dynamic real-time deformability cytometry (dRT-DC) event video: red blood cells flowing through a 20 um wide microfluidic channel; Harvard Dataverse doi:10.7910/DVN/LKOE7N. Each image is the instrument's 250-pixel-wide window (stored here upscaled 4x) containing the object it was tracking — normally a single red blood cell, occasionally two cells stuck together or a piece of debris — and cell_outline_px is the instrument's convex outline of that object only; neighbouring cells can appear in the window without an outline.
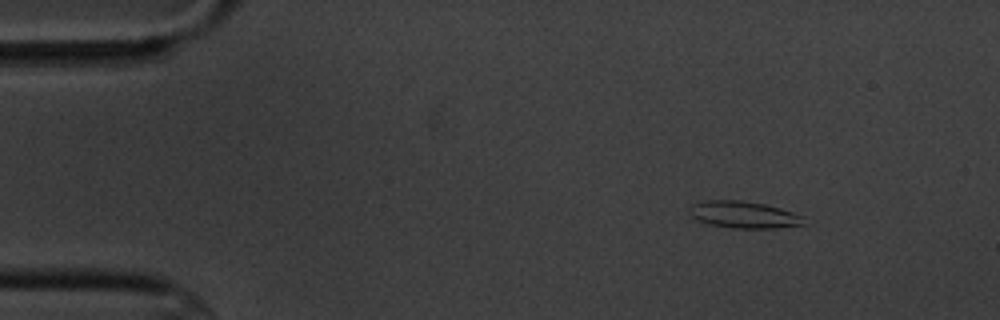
{"species": "common noctule bat (a hibernating species)", "species_latin": "Nyctalus noctula", "temperature_condition": "cold", "stored_images_in_passage": 7, "camera_frame_rate_fps": 3000, "um_per_image_px": 0.085, "animal": {"sex": "male", "body_mass_g": 20.1, "forearm_length_mm": 53.5}, "frame": {"image": 1, "passage_image": 1, "time_ms": 0.0, "image_size_px": [1000, 320], "cell_outline_px": [[808, 224], [776, 228], [732, 228], [708, 224], [692, 216], [688, 208], [692, 204], [708, 200], [740, 200], [764, 204], [780, 208], [804, 216]], "centroid_in_image_um": [63.27, 18.25], "position_along_channel_um": 21.7, "area_um2": 17.98}}
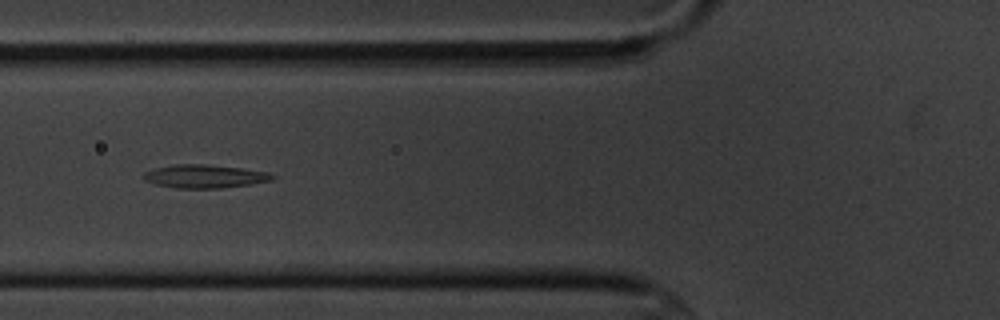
{"frame": {"image": 2, "passage_image": 5, "time_ms": 4.667, "image_size_px": [1000, 320], "cell_outline_px": [[276, 176], [272, 180], [248, 184], [220, 188], [176, 188], [156, 184], [144, 180], [144, 172], [156, 168], [172, 164], [204, 164], [244, 168], [268, 172]], "centroid_in_image_um": [17.4, 14.98], "position_along_channel_um": 108.4, "area_um2": 17.4}}
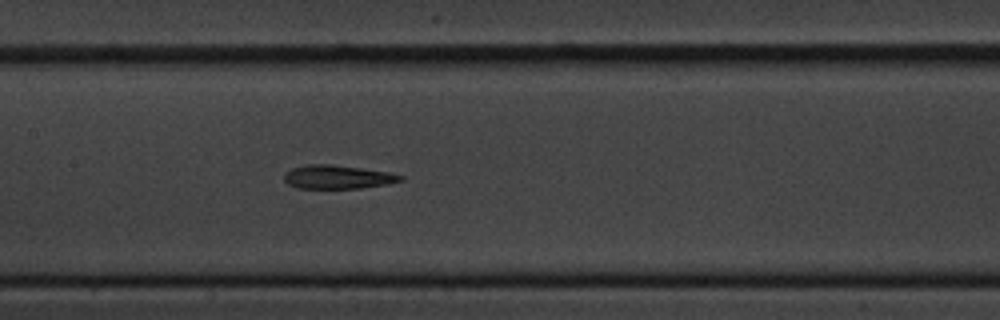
{"frame": {"image": 3, "passage_image": 7, "time_ms": 6.667, "image_size_px": [1000, 320], "cell_outline_px": [[404, 180], [388, 184], [360, 188], [296, 188], [288, 184], [284, 180], [284, 172], [292, 168], [304, 164], [332, 164], [392, 172], [404, 176]], "centroid_in_image_um": [28.71, 15.03], "position_along_channel_um": 178.7, "area_um2": 16.3}}